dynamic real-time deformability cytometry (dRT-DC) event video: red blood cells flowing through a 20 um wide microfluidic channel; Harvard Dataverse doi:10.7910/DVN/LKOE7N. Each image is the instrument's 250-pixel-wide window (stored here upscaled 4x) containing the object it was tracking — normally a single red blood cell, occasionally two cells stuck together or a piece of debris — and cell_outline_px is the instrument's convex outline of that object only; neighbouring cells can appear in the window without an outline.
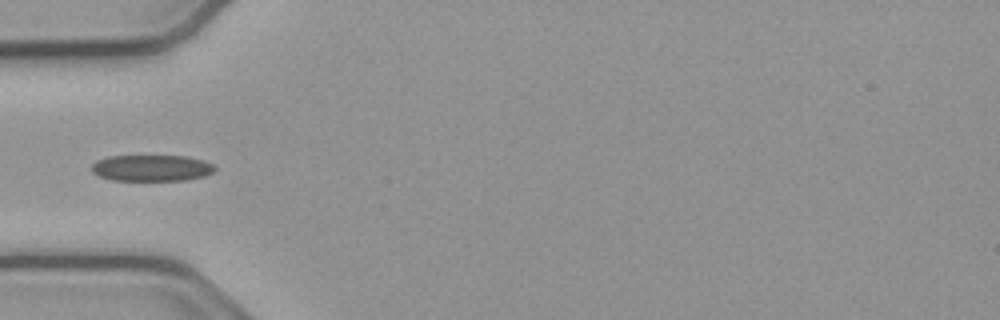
{"species": "common noctule bat (a hibernating species)", "species_latin": "Nyctalus noctula", "temperature_condition": "cold", "stored_images_in_passage": 37, "camera_frame_rate_fps": 3000, "um_per_image_px": 0.085, "animal": {"sex": "male", "body_mass_g": 23.1, "forearm_length_mm": 52.7}, "frame": {"image": 1, "passage_image": 1, "time_ms": 0.0, "image_size_px": [1000, 320], "cell_outline_px": [[216, 168], [212, 172], [204, 176], [188, 180], [112, 180], [100, 176], [92, 172], [92, 164], [96, 160], [108, 156], [184, 156], [204, 160], [212, 164]], "centroid_in_image_um": [12.88, 14.28], "position_along_channel_um": 72.1, "area_um2": 18.84}}
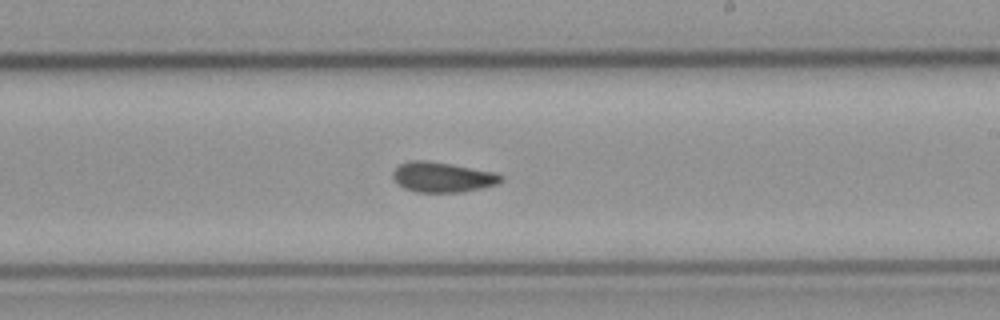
{"frame": {"image": 2, "passage_image": 15, "time_ms": 4.667, "image_size_px": [1000, 320], "cell_outline_px": [[504, 180], [496, 184], [464, 192], [416, 192], [404, 188], [392, 176], [392, 172], [400, 164], [408, 160], [428, 160], [492, 172], [504, 176]], "centroid_in_image_um": [37.59, 15.06], "position_along_channel_um": 251.4, "area_um2": 18.79}}
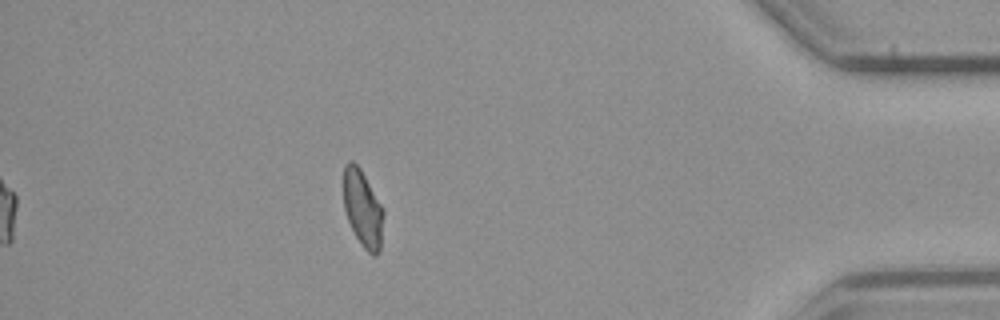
{"frame": {"image": 3, "passage_image": 31, "time_ms": 10.0, "image_size_px": [1000, 320], "cell_outline_px": [[384, 216], [380, 252], [376, 256], [372, 256], [360, 244], [348, 220], [344, 208], [344, 164], [348, 160], [352, 160], [360, 168], [380, 204], [384, 212]], "centroid_in_image_um": [30.84, 17.76], "position_along_channel_um": 404.4, "area_um2": 17.8}}